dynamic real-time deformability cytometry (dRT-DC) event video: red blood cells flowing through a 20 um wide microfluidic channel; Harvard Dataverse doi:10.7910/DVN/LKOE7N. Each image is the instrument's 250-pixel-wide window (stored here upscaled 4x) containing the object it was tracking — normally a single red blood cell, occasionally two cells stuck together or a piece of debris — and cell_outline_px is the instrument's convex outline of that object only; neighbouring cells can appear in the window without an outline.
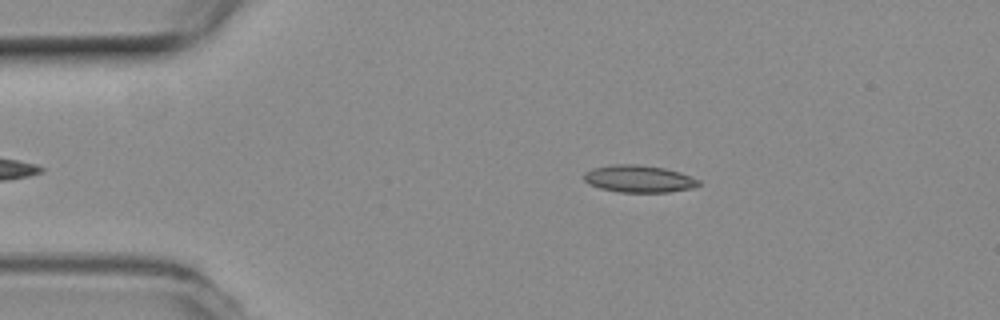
{"species": "common noctule bat (a hibernating species)", "species_latin": "Nyctalus noctula", "temperature_condition": "room temperature", "stored_images_in_passage": 39, "camera_frame_rate_fps": 3000, "um_per_image_px": 0.085, "animal": {"sex": "female", "body_mass_g": 19.3, "forearm_length_mm": 54.1}, "frame": {"image": 1, "passage_image": 2, "time_ms": 0.333, "image_size_px": [1000, 320], "cell_outline_px": [[700, 184], [692, 188], [668, 192], [620, 192], [600, 188], [588, 184], [584, 180], [584, 172], [592, 168], [612, 164], [636, 164], [664, 168], [680, 172], [700, 180]], "centroid_in_image_um": [54.28, 15.19], "position_along_channel_um": 30.7, "area_um2": 18.21}}
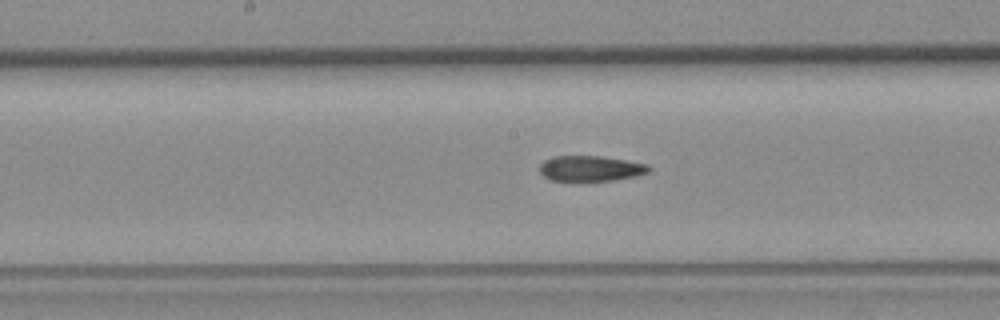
{"frame": {"image": 2, "passage_image": 19, "time_ms": 6.0, "image_size_px": [1000, 320], "cell_outline_px": [[652, 172], [636, 176], [616, 180], [548, 180], [540, 172], [540, 164], [544, 160], [552, 156], [600, 156], [648, 164], [652, 168]], "centroid_in_image_um": [50.23, 14.31], "position_along_channel_um": 198.0, "area_um2": 16.24}}
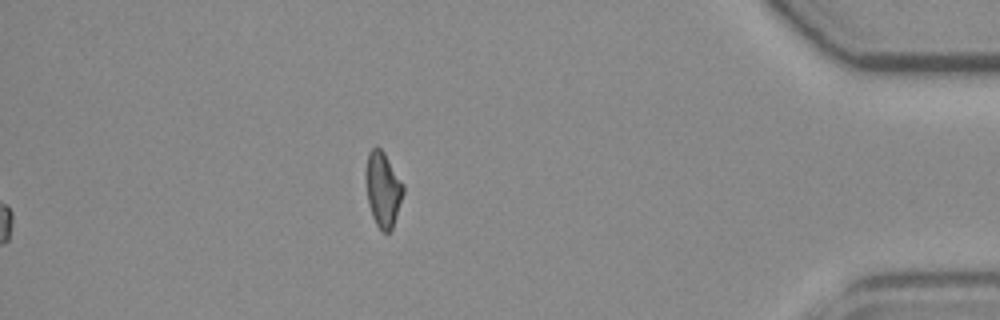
{"frame": {"image": 3, "passage_image": 39, "time_ms": 12.667, "image_size_px": [1000, 320], "cell_outline_px": [[404, 192], [392, 228], [388, 232], [384, 232], [376, 224], [372, 216], [368, 204], [364, 176], [364, 172], [368, 152], [372, 148], [380, 148], [384, 152], [404, 184]], "centroid_in_image_um": [32.52, 16.06], "position_along_channel_um": 402.7, "area_um2": 16.47}, "authors_computed_cell_mechanics": {"area_um2": 17.2822, "velocity_mm_per_s": 3.7908, "shape_relaxation_time_tau1_ms": null, "shape_relaxation_time_tau2_ms": 7.554, "deformation_change_tau1": null, "deformation_change_tau2": 0.1544}}